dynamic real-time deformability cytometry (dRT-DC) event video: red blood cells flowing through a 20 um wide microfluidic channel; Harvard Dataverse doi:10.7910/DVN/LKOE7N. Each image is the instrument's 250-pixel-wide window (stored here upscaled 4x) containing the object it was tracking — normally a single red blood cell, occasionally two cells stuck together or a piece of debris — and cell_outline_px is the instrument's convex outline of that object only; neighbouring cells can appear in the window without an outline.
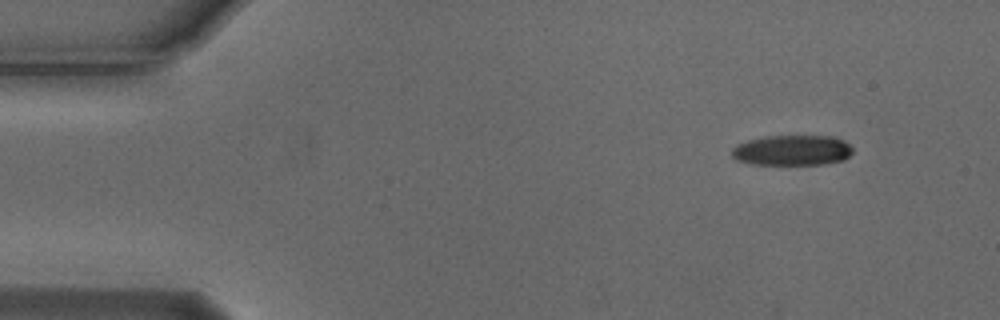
{"species": "Egyptian fruit bat (a non-hibernating species)", "species_latin": "Rousettus aegyptiacus", "temperature_condition": "cold", "stored_images_in_passage": 3, "camera_frame_rate_fps": 3000, "um_per_image_px": 0.085, "animal": {"sex": "male"}, "frame": {"image": 1, "passage_image": 1, "time_ms": 0.0, "image_size_px": [1000, 320], "cell_outline_px": [[852, 152], [844, 160], [824, 164], [752, 164], [736, 160], [732, 156], [732, 148], [736, 144], [748, 140], [768, 136], [832, 136], [844, 140], [852, 148]], "centroid_in_image_um": [67.33, 12.77], "position_along_channel_um": 17.7, "area_um2": 21.39}}
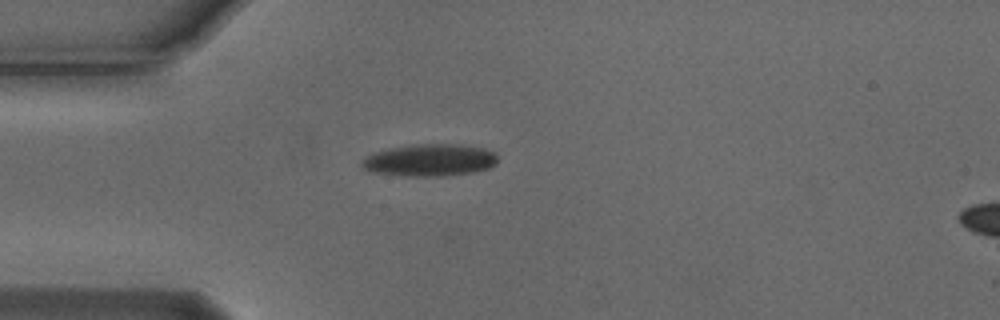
{"frame": {"image": 2, "passage_image": 3, "time_ms": 0.667, "image_size_px": [1000, 320], "cell_outline_px": [[496, 164], [488, 168], [472, 172], [440, 176], [404, 176], [372, 172], [364, 168], [360, 164], [364, 156], [372, 152], [392, 148], [420, 144], [460, 144], [484, 148], [492, 152], [496, 156]], "centroid_in_image_um": [36.49, 13.61], "position_along_channel_um": 48.5, "area_um2": 25.32}}